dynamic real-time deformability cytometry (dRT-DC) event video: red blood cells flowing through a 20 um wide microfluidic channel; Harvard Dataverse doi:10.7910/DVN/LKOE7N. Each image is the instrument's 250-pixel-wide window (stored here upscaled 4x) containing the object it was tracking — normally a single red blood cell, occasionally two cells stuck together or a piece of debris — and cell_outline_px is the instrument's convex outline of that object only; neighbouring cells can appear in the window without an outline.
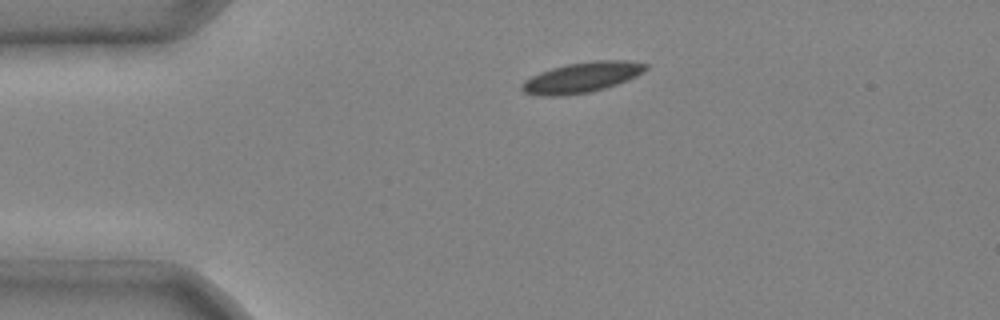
{"species": "common noctule bat (a hibernating species)", "species_latin": "Nyctalus noctula", "temperature_condition": "cold", "stored_images_in_passage": 2, "camera_frame_rate_fps": 3000, "um_per_image_px": 0.085, "animal": {"sex": "male", "body_mass_g": 20.4}, "frame": {"image": 1, "passage_image": 1, "time_ms": 0.0, "image_size_px": [1000, 320], "cell_outline_px": [[648, 68], [644, 72], [628, 80], [604, 88], [588, 92], [560, 96], [540, 96], [524, 92], [520, 88], [520, 84], [524, 80], [540, 72], [552, 68], [568, 64], [592, 60], [628, 60], [648, 64]], "centroid_in_image_um": [49.46, 6.57], "position_along_channel_um": 35.5, "area_um2": 21.96}}